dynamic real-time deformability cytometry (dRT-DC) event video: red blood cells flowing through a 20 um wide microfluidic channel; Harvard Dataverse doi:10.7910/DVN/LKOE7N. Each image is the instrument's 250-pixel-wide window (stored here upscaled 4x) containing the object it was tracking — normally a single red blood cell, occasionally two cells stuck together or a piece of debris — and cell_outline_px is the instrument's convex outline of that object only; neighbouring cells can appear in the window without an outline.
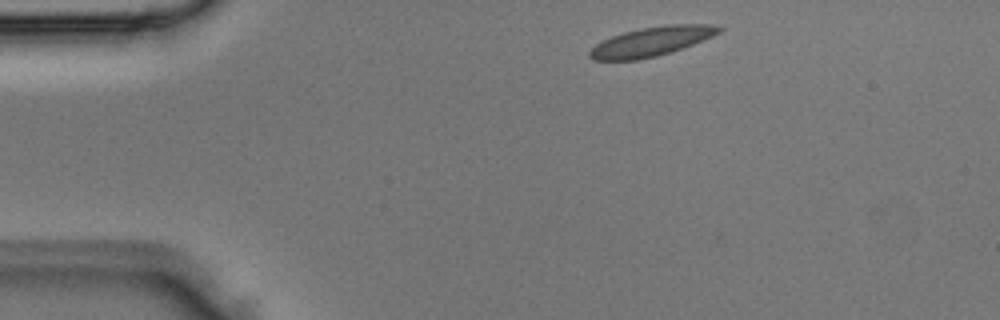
{"species": "Egyptian fruit bat (a non-hibernating species)", "species_latin": "Rousettus aegyptiacus", "temperature_condition": "room temperature", "stored_images_in_passage": 2, "camera_frame_rate_fps": 3000, "um_per_image_px": 0.085, "animal": {"sex": "male"}, "frame": {"image": 1, "passage_image": 1, "time_ms": 0.0, "image_size_px": [1000, 320], "cell_outline_px": [[724, 28], [720, 32], [712, 36], [692, 44], [656, 56], [636, 60], [592, 60], [588, 56], [588, 52], [596, 44], [612, 36], [624, 32], [640, 28], [668, 24], [712, 24]], "centroid_in_image_um": [55.35, 3.52], "position_along_channel_um": 29.6, "area_um2": 21.79}}